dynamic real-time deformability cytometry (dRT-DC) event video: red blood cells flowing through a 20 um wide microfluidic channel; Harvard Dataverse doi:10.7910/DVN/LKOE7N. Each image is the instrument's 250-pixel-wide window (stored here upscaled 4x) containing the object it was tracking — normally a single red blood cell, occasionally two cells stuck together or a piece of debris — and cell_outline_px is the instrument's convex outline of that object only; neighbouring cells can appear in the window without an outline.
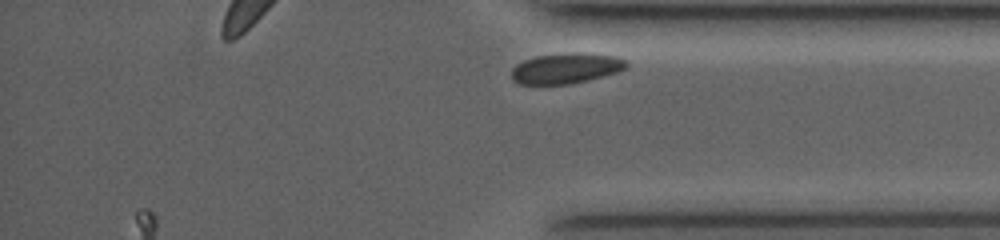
{"species": "common noctule bat (a hibernating species)", "species_latin": "Nyctalus noctula", "temperature_condition": "room temperature", "stored_images_in_passage": 26, "camera_frame_rate_fps": 4000, "um_per_image_px": 0.085, "animal": {"sex": "female", "body_mass_g": 19.0, "forearm_length_mm": 53.3}, "frame": {"image": 1, "passage_image": 26, "time_ms": 9.75, "image_size_px": [1000, 240], "cell_outline_px": [[628, 68], [616, 72], [588, 80], [568, 84], [520, 84], [512, 80], [512, 68], [516, 64], [524, 60], [536, 56], [572, 52], [584, 52], [616, 56], [628, 60]], "centroid_in_image_um": [48.14, 5.79], "position_along_channel_um": 387.1, "area_um2": 20.58}}